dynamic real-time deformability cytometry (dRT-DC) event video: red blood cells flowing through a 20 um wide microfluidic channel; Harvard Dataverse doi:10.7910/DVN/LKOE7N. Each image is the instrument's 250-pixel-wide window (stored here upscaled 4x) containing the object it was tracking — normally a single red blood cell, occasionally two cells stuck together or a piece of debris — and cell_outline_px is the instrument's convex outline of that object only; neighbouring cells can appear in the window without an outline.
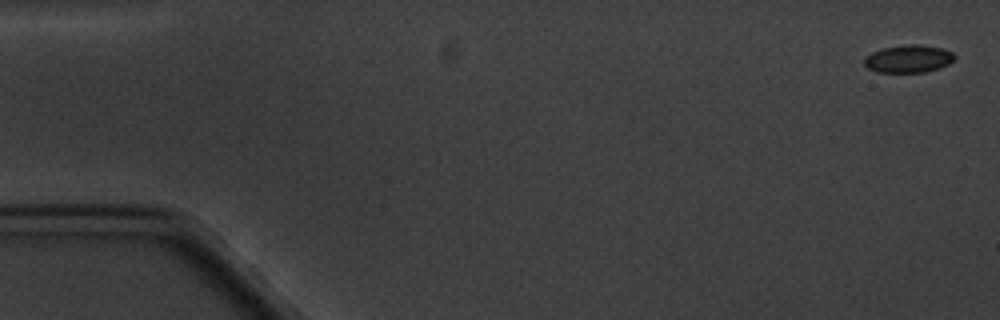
{"species": "common noctule bat (a hibernating species)", "species_latin": "Nyctalus noctula", "temperature_condition": "cold", "stored_images_in_passage": 11, "camera_frame_rate_fps": 3000, "um_per_image_px": 0.085, "animal": {"sex": "male", "body_mass_g": 20.1, "forearm_length_mm": 53.5}, "frame": {"image": 1, "passage_image": 1, "time_ms": 0.0, "image_size_px": [1000, 320], "cell_outline_px": [[956, 56], [948, 64], [940, 68], [924, 72], [876, 72], [868, 68], [864, 64], [864, 60], [872, 52], [884, 48], [912, 44], [916, 44], [940, 48], [952, 52]], "centroid_in_image_um": [77.22, 5.01], "position_along_channel_um": 7.8, "area_um2": 14.28}}
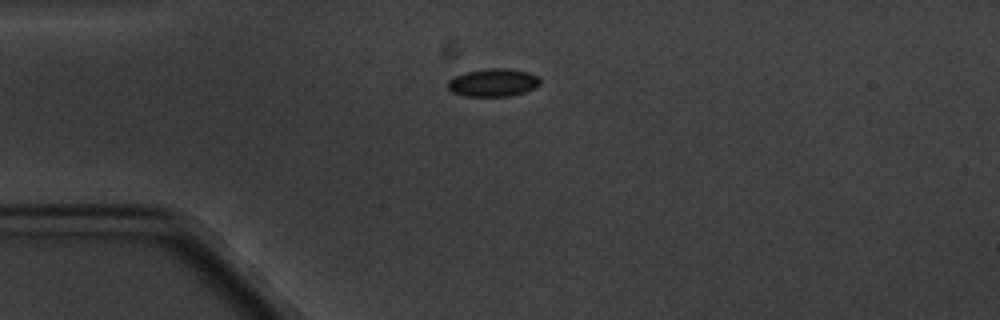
{"frame": {"image": 2, "passage_image": 5, "time_ms": 4.333, "image_size_px": [1000, 320], "cell_outline_px": [[540, 84], [524, 92], [508, 96], [464, 96], [452, 92], [448, 88], [448, 80], [464, 72], [488, 68], [508, 68], [528, 72], [536, 76], [540, 80]], "centroid_in_image_um": [41.89, 7.01], "position_along_channel_um": 43.1, "area_um2": 14.91}}
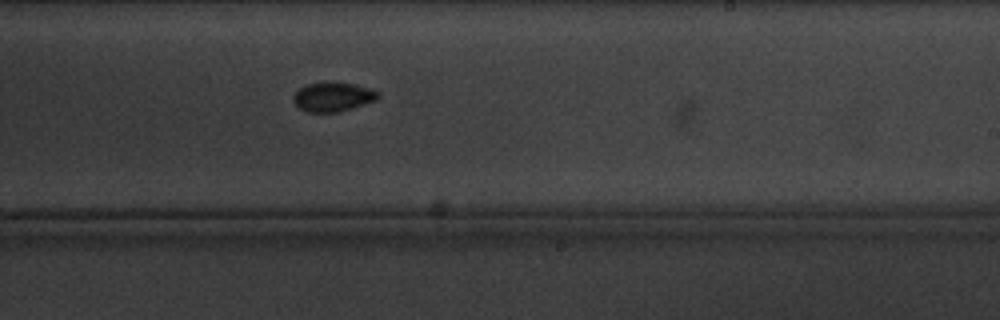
{"frame": {"image": 3, "passage_image": 11, "time_ms": 11.333, "image_size_px": [1000, 320], "cell_outline_px": [[380, 96], [376, 100], [352, 108], [336, 112], [304, 112], [292, 100], [292, 96], [300, 88], [308, 84], [324, 80], [328, 80], [352, 84], [372, 88], [380, 92]], "centroid_in_image_um": [28.3, 8.2], "position_along_channel_um": 260.7, "area_um2": 14.74}}